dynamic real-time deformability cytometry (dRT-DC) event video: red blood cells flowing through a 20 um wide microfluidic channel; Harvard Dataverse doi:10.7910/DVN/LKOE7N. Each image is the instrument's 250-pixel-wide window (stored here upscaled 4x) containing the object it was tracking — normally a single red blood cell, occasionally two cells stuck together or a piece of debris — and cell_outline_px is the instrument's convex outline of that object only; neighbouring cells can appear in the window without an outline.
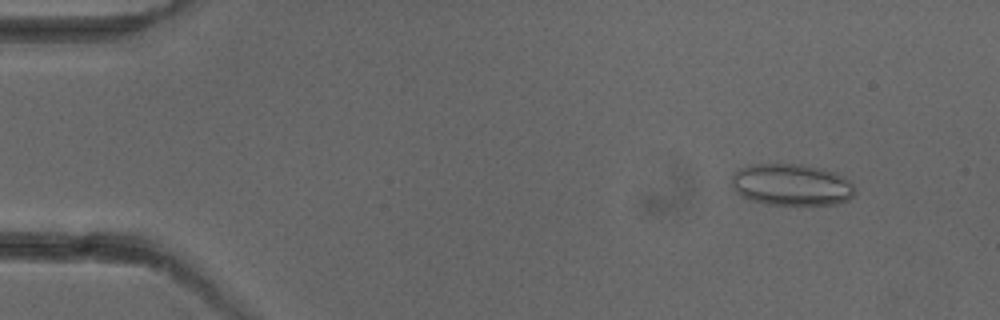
{"species": "common noctule bat (a hibernating species)", "species_latin": "Nyctalus noctula", "temperature_condition": "cold", "stored_images_in_passage": 6, "segment_of_instrument_passage": [1, 2], "camera_frame_rate_fps": 3000, "um_per_image_px": 0.085, "animal": {"sex": "female"}, "frame": {"image": 1, "passage_image": 2, "time_ms": 1.333, "image_size_px": [1000, 320], "cell_outline_px": [[856, 192], [848, 200], [836, 204], [768, 204], [752, 200], [740, 196], [732, 188], [732, 176], [740, 168], [752, 164], [800, 164], [820, 168], [836, 172], [852, 180]], "centroid_in_image_um": [67.31, 15.69], "position_along_channel_um": 17.7, "area_um2": 30.11}}